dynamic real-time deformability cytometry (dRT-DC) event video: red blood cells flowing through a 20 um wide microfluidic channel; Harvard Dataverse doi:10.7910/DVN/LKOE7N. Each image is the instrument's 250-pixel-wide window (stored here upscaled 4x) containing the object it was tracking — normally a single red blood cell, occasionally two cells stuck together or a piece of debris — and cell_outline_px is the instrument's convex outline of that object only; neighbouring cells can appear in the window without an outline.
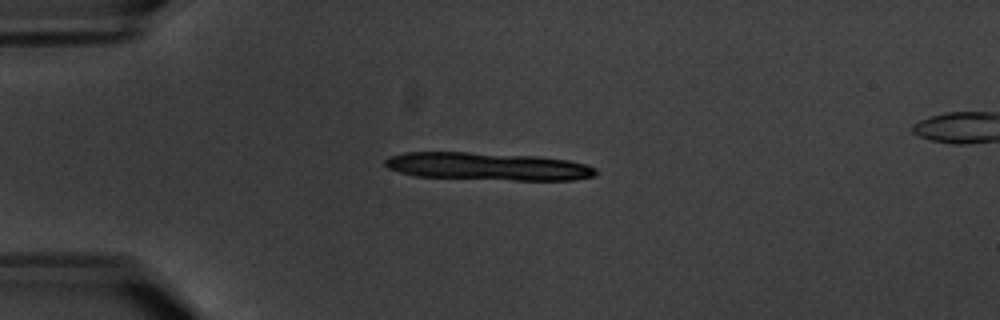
{"species": "common noctule bat (a hibernating species)", "species_latin": "Nyctalus noctula", "temperature_condition": "warm", "stored_images_in_passage": 3, "segment_of_instrument_passage": [1, 2], "camera_frame_rate_fps": 3000, "um_per_image_px": 0.085, "animal": {"sex": "male", "body_mass_g": 20.1, "forearm_length_mm": 53.5}, "frame": {"image": 1, "passage_image": 1, "time_ms": 0.0, "image_size_px": [1000, 320], "cell_outline_px": [[596, 176], [572, 180], [512, 180], [416, 176], [400, 172], [388, 168], [384, 164], [384, 160], [388, 156], [404, 152], [468, 152], [540, 156], [568, 160], [588, 164], [596, 168]], "centroid_in_image_um": [41.48, 14.13], "position_along_channel_um": 43.5, "area_um2": 34.28}}